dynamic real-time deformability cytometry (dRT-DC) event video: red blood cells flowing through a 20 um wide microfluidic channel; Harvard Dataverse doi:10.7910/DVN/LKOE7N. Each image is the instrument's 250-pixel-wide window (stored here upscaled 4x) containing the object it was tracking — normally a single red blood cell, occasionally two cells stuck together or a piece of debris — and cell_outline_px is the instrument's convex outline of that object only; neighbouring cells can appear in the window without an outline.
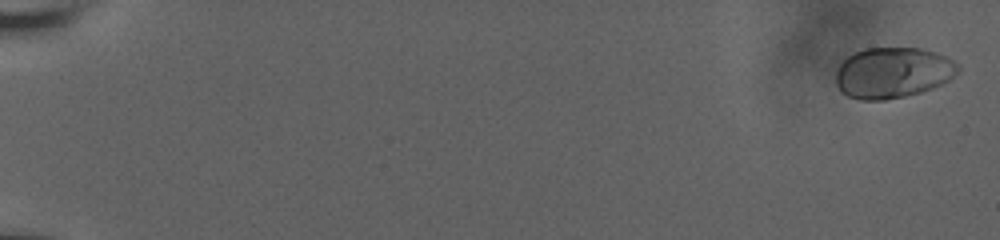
{"species": "human", "species_latin": "Homo sapiens", "temperature_condition": "room temperature", "stored_images_in_passage": 24, "camera_frame_rate_fps": 3000, "um_per_image_px": 0.085, "donor": {"sex": "male"}, "frame": {"image": 1, "passage_image": 1, "time_ms": 0.0, "image_size_px": [1000, 240], "cell_outline_px": [[960, 68], [948, 80], [932, 88], [920, 92], [904, 96], [884, 100], [860, 100], [848, 96], [840, 92], [836, 84], [836, 72], [840, 64], [848, 56], [864, 48], [920, 48], [936, 52], [960, 64]], "centroid_in_image_um": [75.86, 6.18], "position_along_channel_um": 9.1, "area_um2": 36.07}}
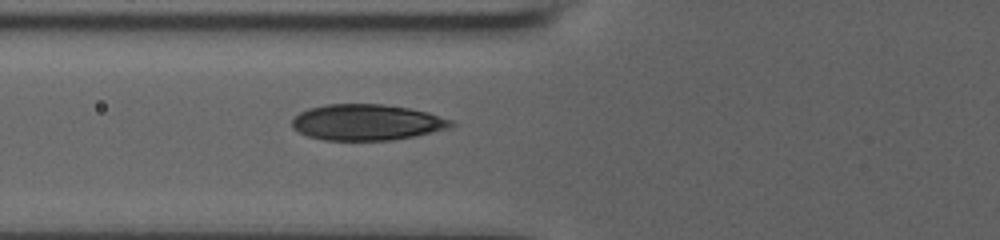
{"frame": {"image": 2, "passage_image": 17, "time_ms": 8.0, "image_size_px": [1000, 240], "cell_outline_px": [[456, 124], [452, 128], [416, 136], [392, 140], [324, 140], [308, 136], [292, 128], [292, 120], [300, 112], [308, 108], [324, 104], [380, 104], [408, 108], [428, 112], [452, 120]], "centroid_in_image_um": [31.21, 10.4], "position_along_channel_um": 94.6, "area_um2": 33.52}}
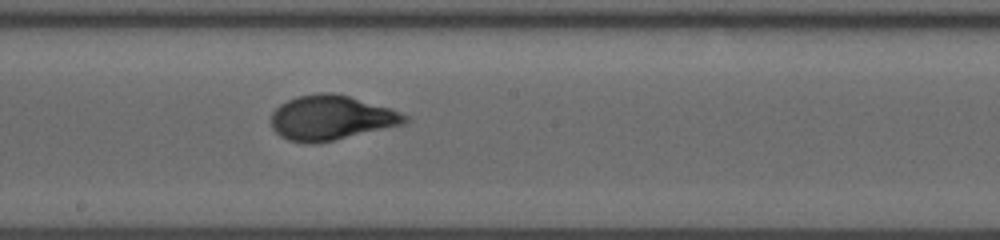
{"frame": {"image": 3, "passage_image": 24, "time_ms": 11.333, "image_size_px": [1000, 240], "cell_outline_px": [[408, 120], [404, 124], [316, 144], [308, 144], [288, 140], [280, 136], [272, 128], [272, 112], [280, 104], [296, 96], [320, 92], [332, 92], [348, 96], [392, 108], [408, 116]], "centroid_in_image_um": [28.14, 10.01], "position_along_channel_um": 220.1, "area_um2": 34.85}}